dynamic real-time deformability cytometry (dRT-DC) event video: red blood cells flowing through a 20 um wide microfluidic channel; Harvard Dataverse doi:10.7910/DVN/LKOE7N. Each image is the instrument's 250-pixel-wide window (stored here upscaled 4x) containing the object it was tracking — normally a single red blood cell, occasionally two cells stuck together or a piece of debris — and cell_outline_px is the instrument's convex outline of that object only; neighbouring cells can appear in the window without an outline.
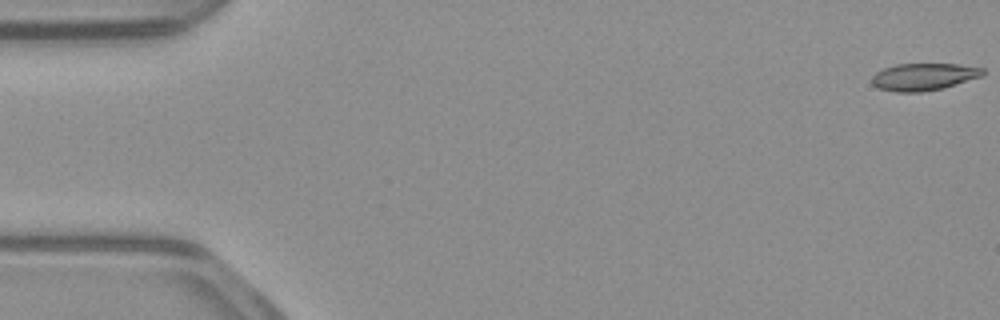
{"species": "common noctule bat (a hibernating species)", "species_latin": "Nyctalus noctula", "temperature_condition": "warm", "stored_images_in_passage": 12, "camera_frame_rate_fps": 3000, "um_per_image_px": 0.085, "animal": {"sex": "male", "body_mass_g": 23.1, "forearm_length_mm": 52.7}, "frame": {"image": 1, "passage_image": 1, "time_ms": 0.0, "image_size_px": [1000, 320], "cell_outline_px": [[984, 76], [944, 88], [920, 92], [896, 92], [880, 88], [872, 84], [872, 76], [876, 72], [884, 68], [896, 64], [960, 64], [984, 68]], "centroid_in_image_um": [78.56, 6.52], "position_along_channel_um": 6.4, "area_um2": 17.69}}